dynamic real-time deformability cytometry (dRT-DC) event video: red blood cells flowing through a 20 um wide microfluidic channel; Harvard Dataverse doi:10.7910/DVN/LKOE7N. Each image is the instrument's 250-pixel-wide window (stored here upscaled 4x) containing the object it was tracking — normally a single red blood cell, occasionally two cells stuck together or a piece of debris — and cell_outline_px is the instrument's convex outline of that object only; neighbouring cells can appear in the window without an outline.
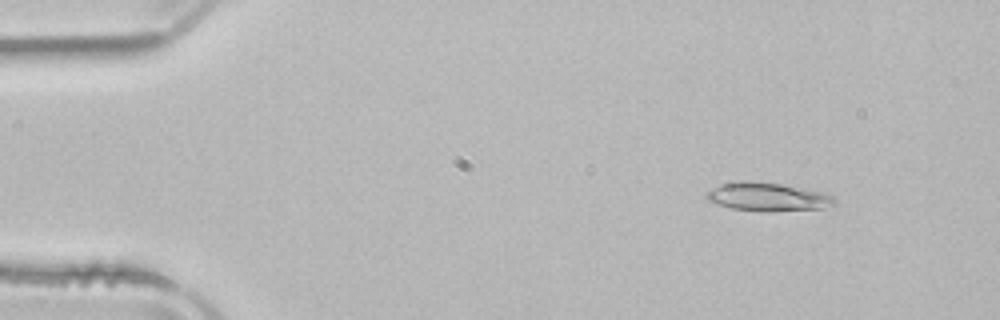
{"species": "common noctule bat (a hibernating species)", "species_latin": "Nyctalus noctula", "temperature_condition": "room temperature", "stored_images_in_passage": 52, "camera_frame_rate_fps": 3000, "um_per_image_px": 0.085, "animal": {"sex": "male", "body_mass_g": 21.5, "forearm_length_mm": 52.0}, "frame": {"image": 1, "passage_image": 6, "time_ms": 1.667, "image_size_px": [1000, 320], "cell_outline_px": [[836, 204], [820, 208], [768, 212], [760, 212], [732, 208], [708, 200], [704, 196], [712, 188], [720, 184], [740, 180], [752, 180], [780, 184], [824, 192], [832, 196], [836, 200]], "centroid_in_image_um": [65.24, 16.72], "position_along_channel_um": 19.8, "area_um2": 21.27}}
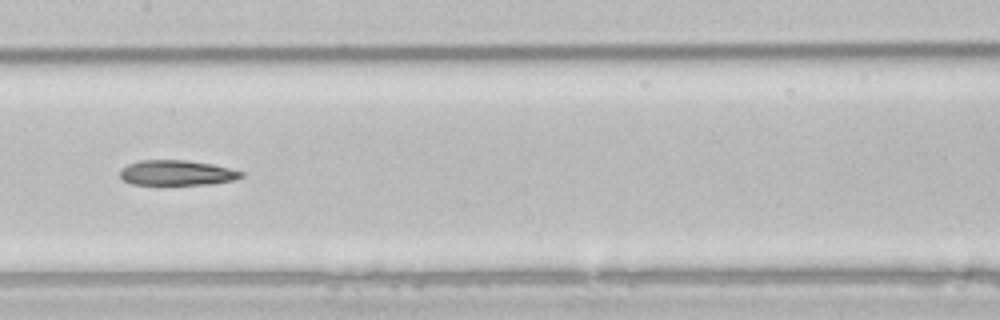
{"frame": {"image": 2, "passage_image": 26, "time_ms": 8.333, "image_size_px": [1000, 320], "cell_outline_px": [[244, 176], [232, 180], [212, 184], [132, 184], [124, 180], [120, 176], [120, 172], [128, 164], [144, 160], [184, 160], [212, 164], [244, 172]], "centroid_in_image_um": [15.06, 14.69], "position_along_channel_um": 192.3, "area_um2": 17.46}}
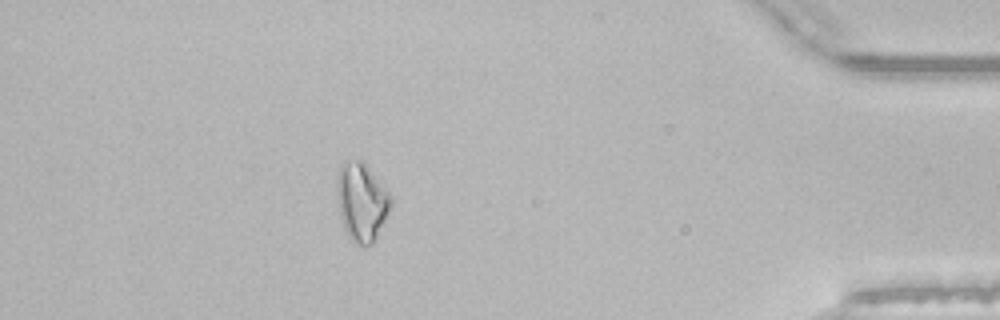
{"frame": {"image": 3, "passage_image": 46, "time_ms": 15.0, "image_size_px": [1000, 320], "cell_outline_px": [[392, 204], [372, 244], [356, 244], [348, 236], [344, 228], [340, 216], [340, 168], [344, 160], [360, 160], [364, 164], [392, 196]], "centroid_in_image_um": [30.78, 17.18], "position_along_channel_um": 404.4, "area_um2": 23.24}}